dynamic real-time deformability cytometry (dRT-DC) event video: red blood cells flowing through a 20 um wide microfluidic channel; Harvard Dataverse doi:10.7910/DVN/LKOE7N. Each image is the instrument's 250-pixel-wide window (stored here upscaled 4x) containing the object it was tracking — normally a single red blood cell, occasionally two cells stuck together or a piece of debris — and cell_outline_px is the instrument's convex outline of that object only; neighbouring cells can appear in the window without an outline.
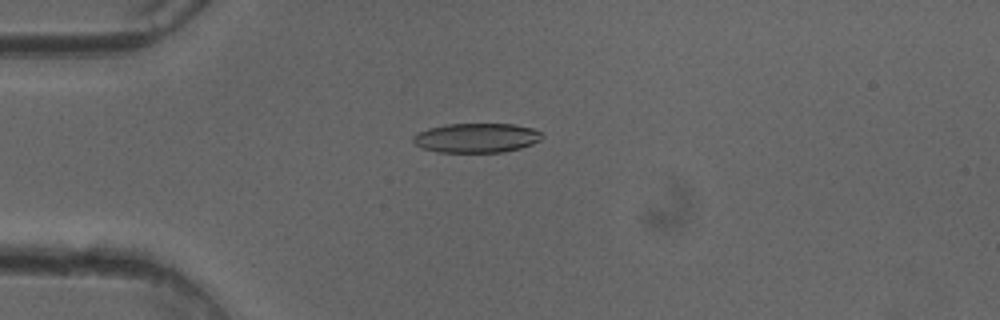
{"species": "common noctule bat (a hibernating species)", "species_latin": "Nyctalus noctula", "temperature_condition": "cold", "stored_images_in_passage": 44, "camera_frame_rate_fps": 3000, "um_per_image_px": 0.085, "animal": {"sex": "female"}, "frame": {"image": 1, "passage_image": 7, "time_ms": 2.0, "image_size_px": [1000, 320], "cell_outline_px": [[544, 136], [540, 140], [532, 144], [520, 148], [504, 152], [436, 152], [420, 148], [412, 140], [412, 136], [428, 128], [448, 124], [516, 124], [532, 128], [544, 132]], "centroid_in_image_um": [40.52, 11.72], "position_along_channel_um": 44.5, "area_um2": 22.31}}
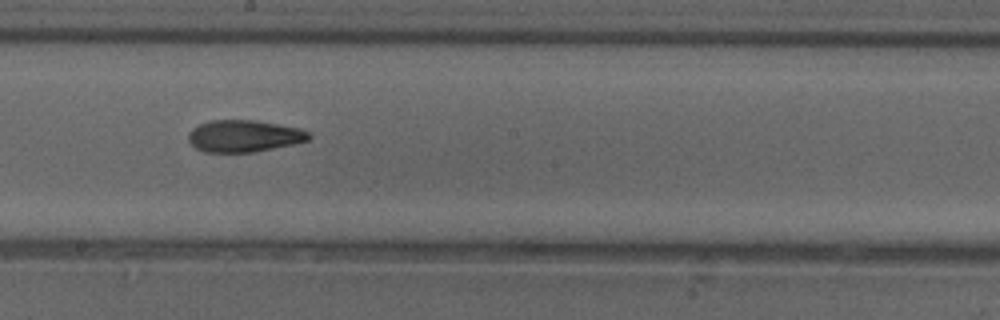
{"frame": {"image": 2, "passage_image": 22, "time_ms": 7.0, "image_size_px": [1000, 320], "cell_outline_px": [[312, 136], [308, 140], [292, 144], [252, 152], [204, 152], [196, 148], [188, 140], [188, 132], [192, 128], [208, 120], [252, 120], [300, 128], [308, 132]], "centroid_in_image_um": [20.7, 11.56], "position_along_channel_um": 227.5, "area_um2": 22.25}}
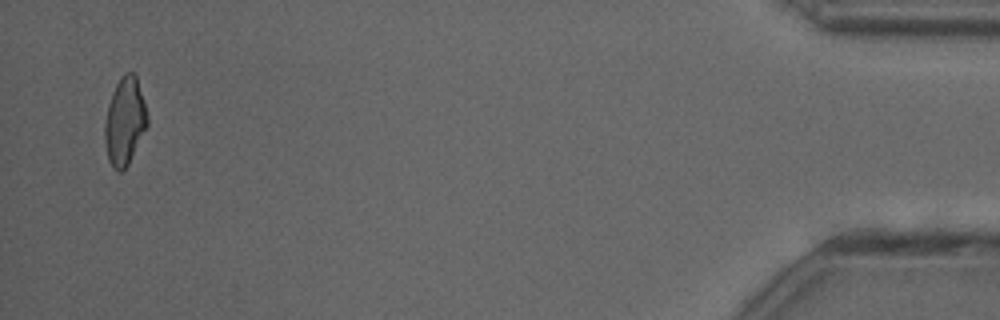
{"frame": {"image": 3, "passage_image": 43, "time_ms": 14.0, "image_size_px": [1000, 320], "cell_outline_px": [[148, 124], [128, 164], [120, 172], [116, 172], [112, 168], [108, 160], [104, 140], [104, 124], [108, 104], [112, 92], [120, 76], [124, 72], [132, 72], [136, 76], [144, 100], [148, 116]], "centroid_in_image_um": [10.59, 10.31], "position_along_channel_um": 424.6, "area_um2": 21.85}, "authors_computed_cell_mechanics": {"area_um2": 22.3108, "velocity_mm_per_s": 4.084, "shape_relaxation_time_tau1_ms": 4.8076, "shape_relaxation_time_tau2_ms": 3.8954, "deformation_change_tau1": 0.1555, "deformation_change_tau2": 0.1142}}